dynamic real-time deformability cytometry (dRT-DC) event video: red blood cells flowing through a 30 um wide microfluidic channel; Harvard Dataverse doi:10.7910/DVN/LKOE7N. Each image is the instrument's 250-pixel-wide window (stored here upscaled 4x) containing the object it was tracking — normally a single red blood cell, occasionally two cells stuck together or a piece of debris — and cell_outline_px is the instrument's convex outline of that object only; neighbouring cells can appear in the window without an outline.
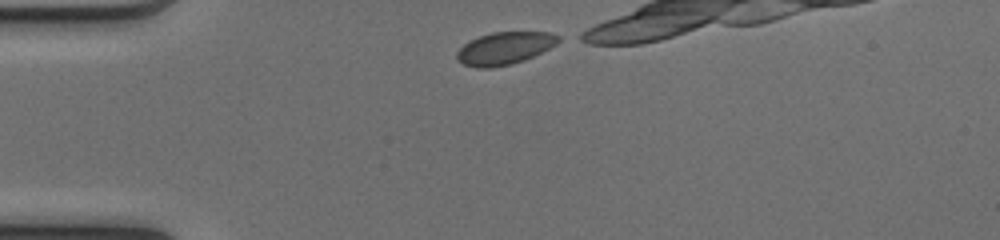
{"species": "common noctule bat (a hibernating species)", "species_latin": "Nyctalus noctula", "temperature_condition": "cold", "stored_images_in_passage": 11, "camera_frame_rate_fps": 3000, "um_per_image_px": 0.085, "animal": {"sex": "female", "body_mass_g": 17.0, "forearm_length_mm": 48.0}, "frame": {"image": 1, "passage_image": 1, "time_ms": 0.0, "image_size_px": [1000, 240], "cell_outline_px": [[564, 40], [524, 60], [512, 64], [492, 68], [476, 68], [464, 64], [456, 60], [456, 52], [464, 44], [480, 36], [492, 32], [548, 32], [560, 36]], "centroid_in_image_um": [42.89, 4.11], "position_along_channel_um": 42.1, "area_um2": 19.19}}
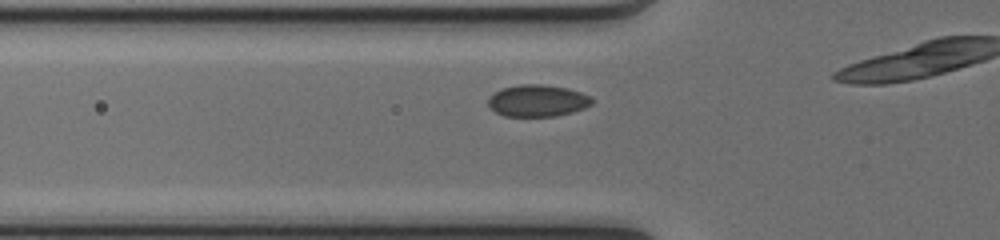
{"frame": {"image": 2, "passage_image": 6, "time_ms": 1.667, "image_size_px": [1000, 240], "cell_outline_px": [[592, 104], [584, 108], [572, 112], [556, 116], [504, 116], [496, 112], [488, 104], [488, 96], [500, 88], [520, 84], [540, 84], [568, 88], [592, 96]], "centroid_in_image_um": [45.68, 8.55], "position_along_channel_um": 80.1, "area_um2": 19.36}}
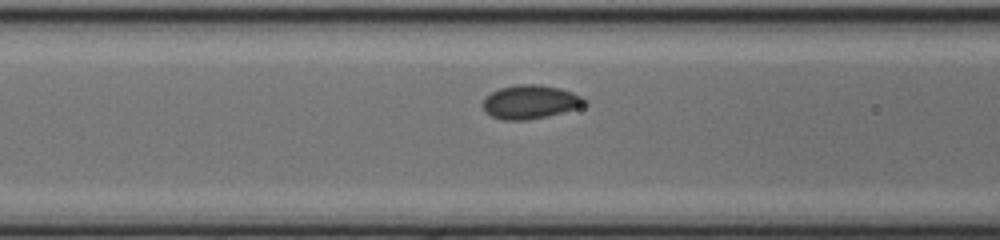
{"frame": {"image": 3, "passage_image": 9, "time_ms": 2.667, "image_size_px": [1000, 240], "cell_outline_px": [[588, 104], [576, 108], [544, 116], [524, 120], [504, 120], [492, 116], [484, 108], [484, 100], [492, 92], [500, 88], [520, 84], [540, 84], [560, 88], [584, 96], [588, 100]], "centroid_in_image_um": [45.13, 8.64], "position_along_channel_um": 121.5, "area_um2": 19.65}}